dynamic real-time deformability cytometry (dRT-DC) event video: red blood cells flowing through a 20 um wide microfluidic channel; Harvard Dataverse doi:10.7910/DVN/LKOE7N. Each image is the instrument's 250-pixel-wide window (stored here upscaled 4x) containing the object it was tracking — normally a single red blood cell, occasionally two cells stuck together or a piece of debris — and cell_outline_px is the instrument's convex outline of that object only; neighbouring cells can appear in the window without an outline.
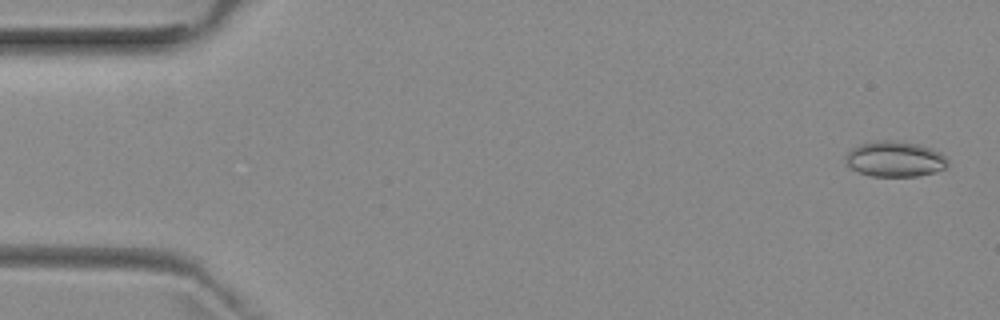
{"species": "common noctule bat (a hibernating species)", "species_latin": "Nyctalus noctula", "temperature_condition": "room temperature", "stored_images_in_passage": 6, "camera_frame_rate_fps": 3000, "um_per_image_px": 0.085, "animal": {"sex": "female", "body_mass_g": 29.2, "forearm_length_mm": 56.3}, "frame": {"image": 1, "passage_image": 1, "time_ms": 0.0, "image_size_px": [1000, 320], "cell_outline_px": [[948, 168], [936, 172], [916, 176], [872, 176], [860, 172], [852, 168], [848, 164], [844, 156], [852, 148], [860, 144], [880, 140], [892, 140], [916, 144], [940, 152], [948, 160]], "centroid_in_image_um": [76.09, 13.52], "position_along_channel_um": 8.9, "area_um2": 20.98}}